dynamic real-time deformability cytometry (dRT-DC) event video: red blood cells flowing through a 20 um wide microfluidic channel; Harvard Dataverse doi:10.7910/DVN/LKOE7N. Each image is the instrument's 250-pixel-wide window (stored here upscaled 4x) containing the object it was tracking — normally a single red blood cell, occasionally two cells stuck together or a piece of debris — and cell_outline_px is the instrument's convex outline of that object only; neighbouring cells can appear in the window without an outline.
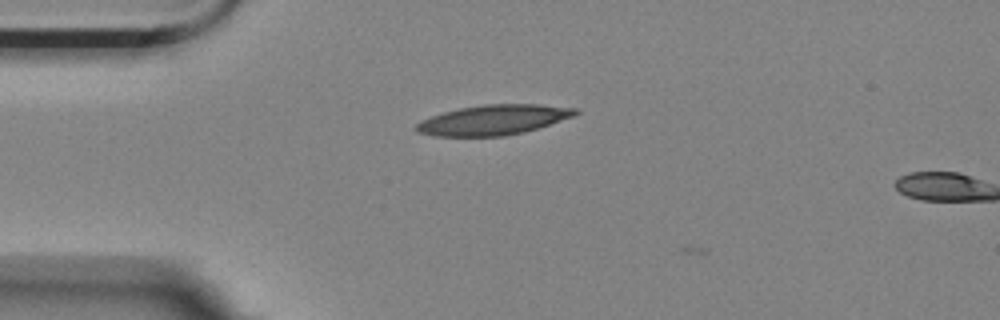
{"species": "Egyptian fruit bat (a non-hibernating species)", "species_latin": "Rousettus aegyptiacus", "temperature_condition": "room temperature", "stored_images_in_passage": 2, "camera_frame_rate_fps": 3000, "um_per_image_px": 0.085, "animal": {"sex": "female"}, "frame": {"image": 1, "passage_image": 2, "time_ms": 0.333, "image_size_px": [1000, 320], "cell_outline_px": [[580, 112], [576, 116], [524, 132], [504, 136], [436, 136], [416, 132], [416, 124], [420, 120], [444, 112], [460, 108], [484, 104], [540, 104], [580, 108]], "centroid_in_image_um": [42.0, 10.18], "position_along_channel_um": 43.0, "area_um2": 27.98}}